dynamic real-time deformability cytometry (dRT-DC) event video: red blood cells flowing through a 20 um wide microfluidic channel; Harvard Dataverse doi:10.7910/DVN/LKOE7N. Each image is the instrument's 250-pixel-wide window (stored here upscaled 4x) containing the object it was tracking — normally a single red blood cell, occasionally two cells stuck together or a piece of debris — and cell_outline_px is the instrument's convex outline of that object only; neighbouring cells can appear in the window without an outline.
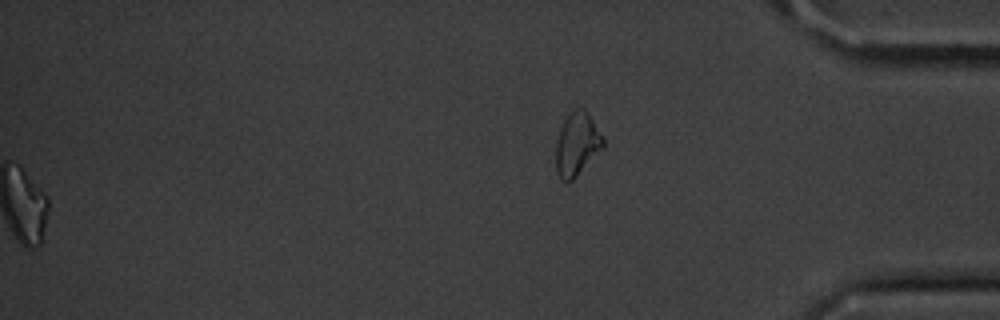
{"species": "common noctule bat (a hibernating species)", "species_latin": "Nyctalus noctula", "temperature_condition": "cold", "stored_images_in_passage": 55, "segment_of_instrument_passage": [2, 2], "camera_frame_rate_fps": 3000, "um_per_image_px": 0.085, "animal": {"sex": "male", "body_mass_g": 20.1, "forearm_length_mm": 53.5}, "frame": {"image": 1, "passage_image": 55, "time_ms": 18.0, "image_size_px": [1000, 320], "cell_outline_px": [[604, 148], [572, 180], [560, 180], [556, 172], [556, 140], [560, 128], [564, 120], [576, 108], [584, 108], [588, 112], [604, 140]], "centroid_in_image_um": [49.04, 12.26], "position_along_channel_um": 386.2, "area_um2": 17.28}}